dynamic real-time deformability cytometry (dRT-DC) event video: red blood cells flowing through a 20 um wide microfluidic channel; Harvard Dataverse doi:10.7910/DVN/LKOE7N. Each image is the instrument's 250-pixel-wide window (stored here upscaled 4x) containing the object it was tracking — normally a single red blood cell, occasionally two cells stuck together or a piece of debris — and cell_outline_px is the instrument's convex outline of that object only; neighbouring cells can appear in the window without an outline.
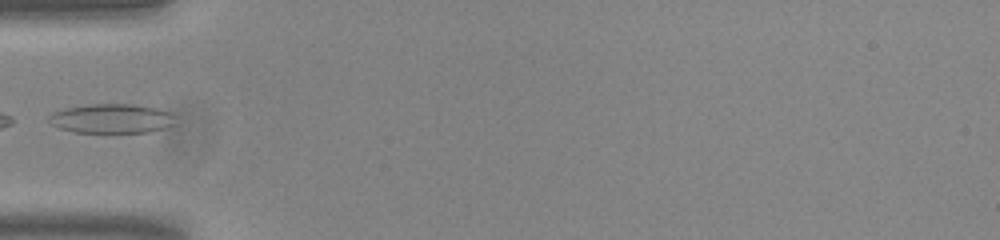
{"species": "common noctule bat (a hibernating species)", "species_latin": "Nyctalus noctula", "temperature_condition": "room temperature", "stored_images_in_passage": 34, "camera_frame_rate_fps": 3000, "um_per_image_px": 0.085, "animal": {"sex": "male", "body_mass_g": 20.0, "forearm_length_mm": 53.3}, "frame": {"image": 1, "passage_image": 1, "time_ms": 0.0, "image_size_px": [1000, 240], "cell_outline_px": [[172, 124], [164, 128], [148, 132], [76, 132], [60, 128], [52, 124], [48, 120], [48, 116], [52, 112], [64, 108], [88, 104], [132, 104], [156, 108], [172, 112]], "centroid_in_image_um": [9.44, 10.06], "position_along_channel_um": 75.6, "area_um2": 21.44}}
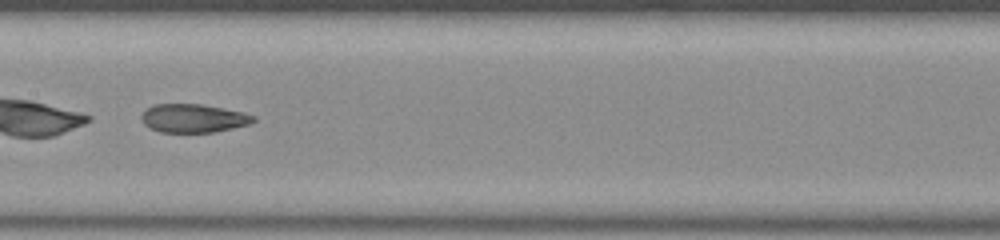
{"frame": {"image": 2, "passage_image": 10, "time_ms": 3.0, "image_size_px": [1000, 240], "cell_outline_px": [[256, 120], [248, 124], [232, 128], [212, 132], [160, 132], [144, 124], [140, 116], [148, 108], [156, 104], [200, 104], [244, 112], [256, 116]], "centroid_in_image_um": [16.45, 10.05], "position_along_channel_um": 190.9, "area_um2": 18.38}}